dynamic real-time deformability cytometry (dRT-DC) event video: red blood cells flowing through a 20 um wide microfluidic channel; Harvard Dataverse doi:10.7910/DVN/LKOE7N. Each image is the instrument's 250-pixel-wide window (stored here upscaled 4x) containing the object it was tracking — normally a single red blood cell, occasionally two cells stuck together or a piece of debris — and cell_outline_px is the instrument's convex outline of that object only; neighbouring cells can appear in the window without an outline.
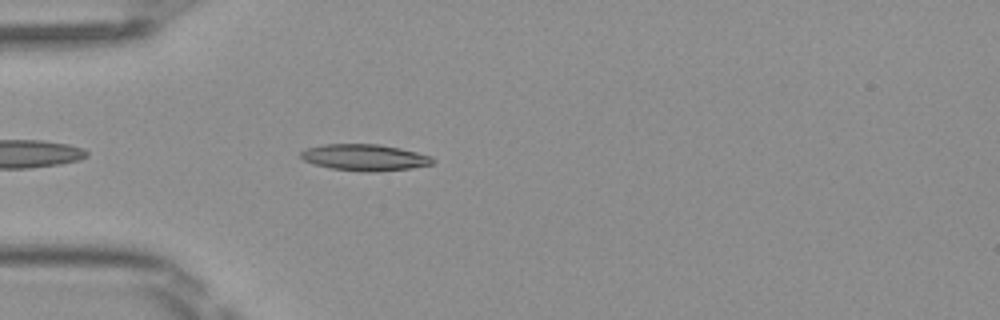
{"species": "Egyptian fruit bat (a non-hibernating species)", "species_latin": "Rousettus aegyptiacus", "temperature_condition": "room temperature", "stored_images_in_passage": 39, "camera_frame_rate_fps": 3000, "um_per_image_px": 0.085, "frame": {"image": 1, "passage_image": 4, "time_ms": 1.0, "image_size_px": [1000, 320], "cell_outline_px": [[436, 160], [432, 164], [412, 168], [372, 172], [368, 172], [328, 168], [304, 160], [300, 156], [300, 152], [304, 148], [324, 144], [380, 144], [400, 148], [432, 156]], "centroid_in_image_um": [31.0, 13.38], "position_along_channel_um": 54.0, "area_um2": 20.4}}
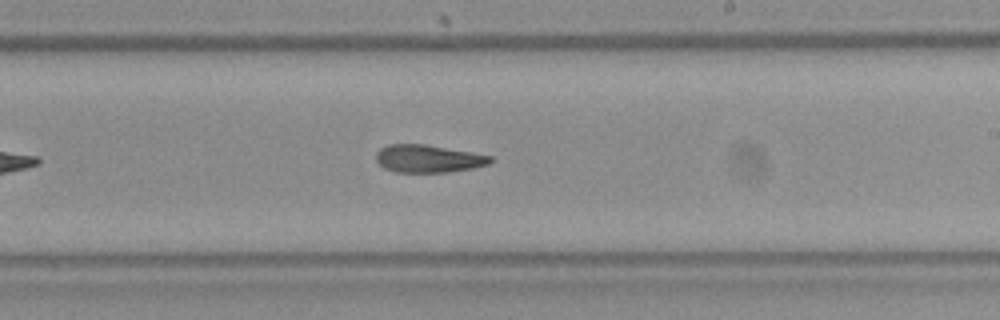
{"frame": {"image": 2, "passage_image": 19, "time_ms": 6.0, "image_size_px": [1000, 320], "cell_outline_px": [[496, 160], [488, 164], [472, 168], [448, 172], [396, 172], [384, 168], [376, 160], [376, 152], [380, 148], [388, 144], [424, 144], [472, 152], [492, 156]], "centroid_in_image_um": [36.41, 13.48], "position_along_channel_um": 252.6, "area_um2": 18.5}}
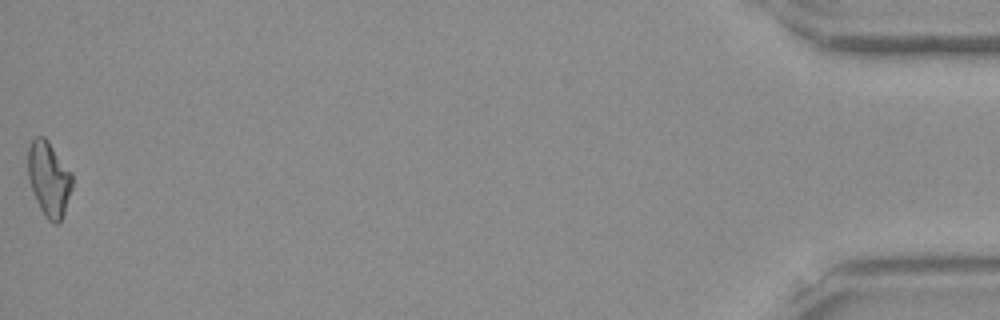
{"frame": {"image": 3, "passage_image": 39, "time_ms": 12.667, "image_size_px": [1000, 320], "cell_outline_px": [[72, 188], [64, 212], [60, 220], [56, 224], [52, 224], [44, 216], [36, 200], [28, 176], [28, 148], [32, 140], [36, 136], [44, 136], [48, 140], [72, 172]], "centroid_in_image_um": [4.16, 15.19], "position_along_channel_um": 431.0, "area_um2": 19.25}}